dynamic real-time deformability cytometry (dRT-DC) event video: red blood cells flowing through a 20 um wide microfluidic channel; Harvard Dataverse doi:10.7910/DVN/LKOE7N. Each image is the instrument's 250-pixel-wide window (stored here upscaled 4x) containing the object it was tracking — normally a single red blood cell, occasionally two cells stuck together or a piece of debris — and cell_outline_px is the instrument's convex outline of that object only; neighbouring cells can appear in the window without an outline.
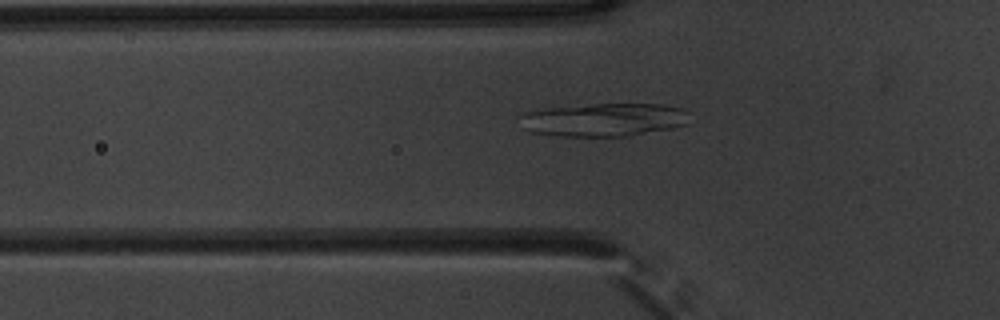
{"species": "common noctule bat (a hibernating species)", "species_latin": "Nyctalus noctula", "temperature_condition": "warm", "stored_images_in_passage": 41, "camera_frame_rate_fps": 3000, "um_per_image_px": 0.085, "animal": {"sex": "male", "body_mass_g": 20.1, "forearm_length_mm": 53.5}, "frame": {"image": 1, "passage_image": 7, "time_ms": 2.0, "image_size_px": [1000, 320], "cell_outline_px": [[692, 112], [688, 124], [672, 128], [628, 136], [560, 136], [532, 132], [524, 128], [516, 116], [524, 112], [544, 108], [596, 104], [664, 104], [680, 108]], "centroid_in_image_um": [51.35, 10.17], "position_along_channel_um": 74.5, "area_um2": 33.23}}
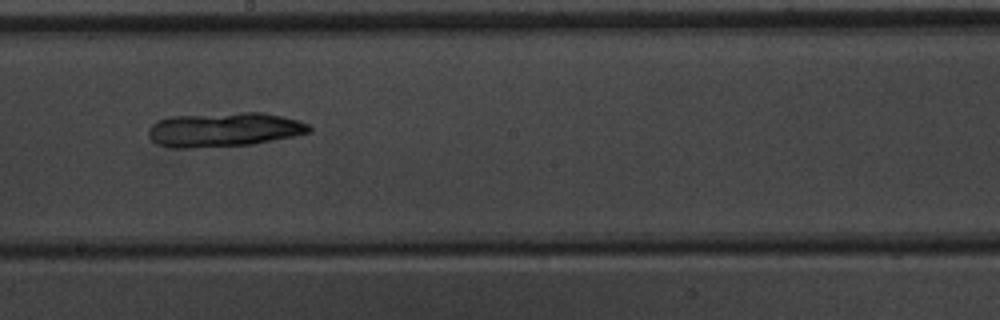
{"frame": {"image": 2, "passage_image": 19, "time_ms": 6.0, "image_size_px": [1000, 320], "cell_outline_px": [[312, 132], [296, 136], [252, 144], [188, 148], [172, 148], [156, 144], [148, 136], [148, 128], [152, 124], [160, 120], [172, 116], [240, 112], [264, 112], [300, 120], [308, 124], [312, 128]], "centroid_in_image_um": [19.07, 11.01], "position_along_channel_um": 229.1, "area_um2": 32.37}}
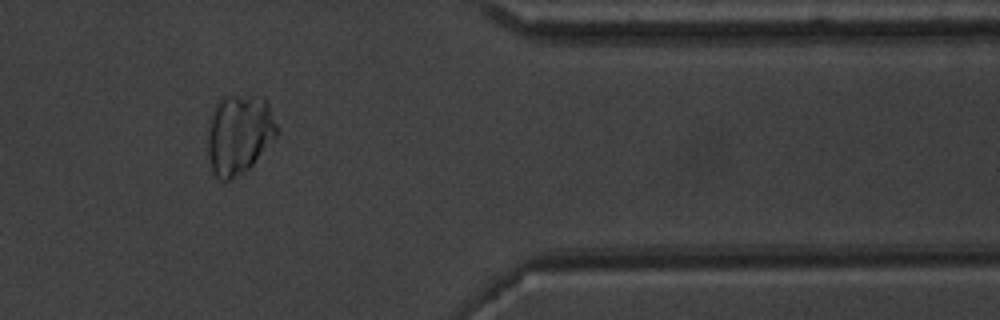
{"frame": {"image": 3, "passage_image": 33, "time_ms": 10.667, "image_size_px": [1000, 320], "cell_outline_px": [[276, 136], [252, 164], [248, 168], [228, 180], [220, 180], [212, 172], [208, 156], [208, 120], [220, 96], [264, 96], [268, 104], [276, 124]], "centroid_in_image_um": [20.28, 11.38], "position_along_channel_um": 391.1, "area_um2": 31.91}}